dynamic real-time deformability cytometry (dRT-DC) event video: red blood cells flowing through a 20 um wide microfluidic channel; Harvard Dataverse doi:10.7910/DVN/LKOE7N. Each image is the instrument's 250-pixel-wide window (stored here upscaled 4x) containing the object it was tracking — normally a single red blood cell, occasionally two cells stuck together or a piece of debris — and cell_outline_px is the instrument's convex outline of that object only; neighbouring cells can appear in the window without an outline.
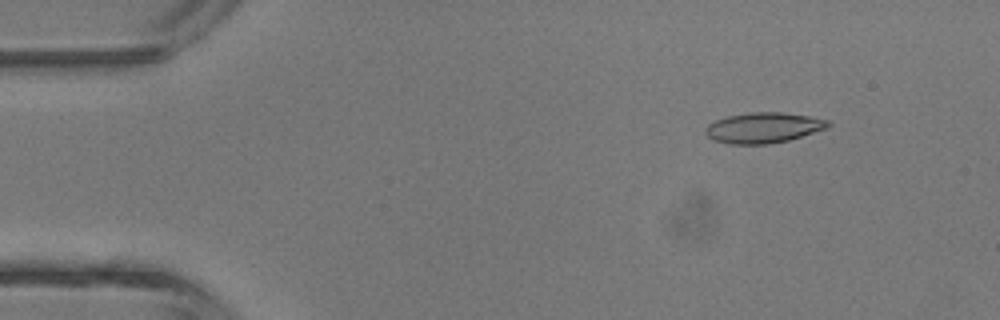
{"species": "common noctule bat (a hibernating species)", "species_latin": "Nyctalus noctula", "temperature_condition": "room temperature", "stored_images_in_passage": 3, "camera_frame_rate_fps": 3000, "um_per_image_px": 0.085, "animal": {"sex": "male", "body_mass_g": 13.3}, "frame": {"image": 1, "passage_image": 2, "time_ms": 1.0, "image_size_px": [1000, 320], "cell_outline_px": [[832, 124], [828, 128], [788, 140], [768, 144], [732, 144], [712, 140], [704, 132], [704, 128], [708, 124], [716, 120], [728, 116], [748, 112], [780, 112], [808, 116], [828, 120]], "centroid_in_image_um": [64.87, 10.86], "position_along_channel_um": 20.1, "area_um2": 21.79}}